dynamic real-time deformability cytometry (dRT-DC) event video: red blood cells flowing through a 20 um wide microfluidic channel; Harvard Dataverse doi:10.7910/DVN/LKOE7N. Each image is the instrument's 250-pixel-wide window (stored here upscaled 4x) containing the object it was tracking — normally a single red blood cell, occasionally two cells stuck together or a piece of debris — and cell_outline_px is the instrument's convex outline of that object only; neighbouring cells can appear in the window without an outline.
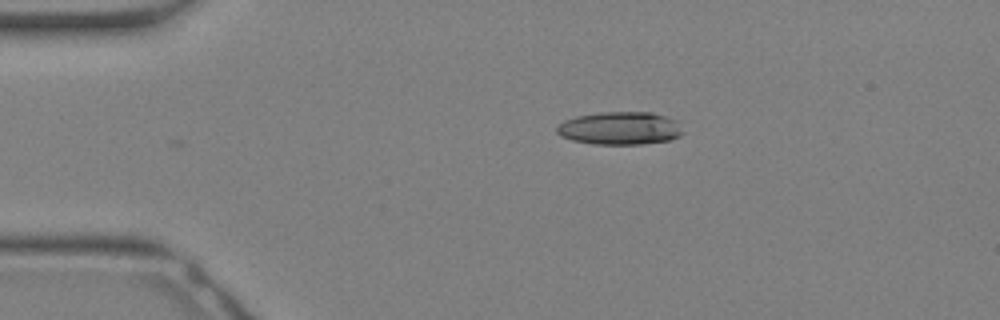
{"species": "Egyptian fruit bat (a non-hibernating species)", "species_latin": "Rousettus aegyptiacus", "temperature_condition": "warm", "stored_images_in_passage": 26, "camera_frame_rate_fps": 3000, "um_per_image_px": 0.085, "animal": {"sex": "female"}, "frame": {"image": 1, "passage_image": 1, "time_ms": 0.0, "image_size_px": [1000, 320], "cell_outline_px": [[684, 132], [680, 136], [668, 140], [640, 144], [596, 144], [572, 140], [560, 136], [556, 132], [556, 128], [564, 120], [576, 116], [600, 112], [652, 112], [676, 120]], "centroid_in_image_um": [52.69, 10.89], "position_along_channel_um": 32.3, "area_um2": 24.16}}
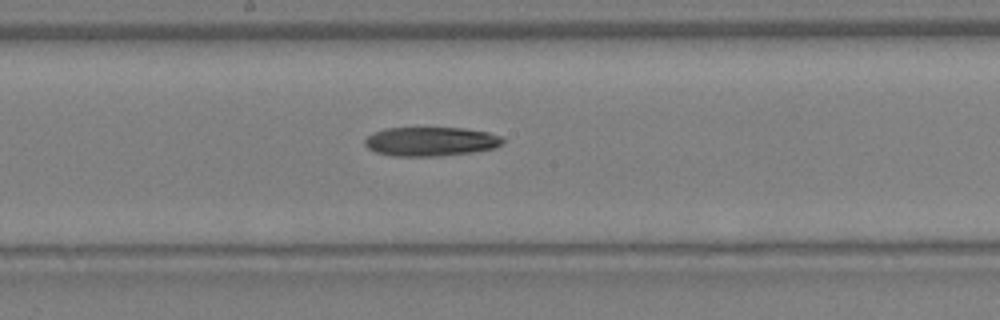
{"frame": {"image": 2, "passage_image": 12, "time_ms": 3.667, "image_size_px": [1000, 320], "cell_outline_px": [[504, 144], [496, 148], [472, 152], [440, 156], [392, 156], [376, 152], [368, 148], [364, 144], [364, 140], [372, 132], [384, 128], [464, 128], [488, 132], [500, 136], [504, 140]], "centroid_in_image_um": [36.61, 12.03], "position_along_channel_um": 211.6, "area_um2": 23.58}}
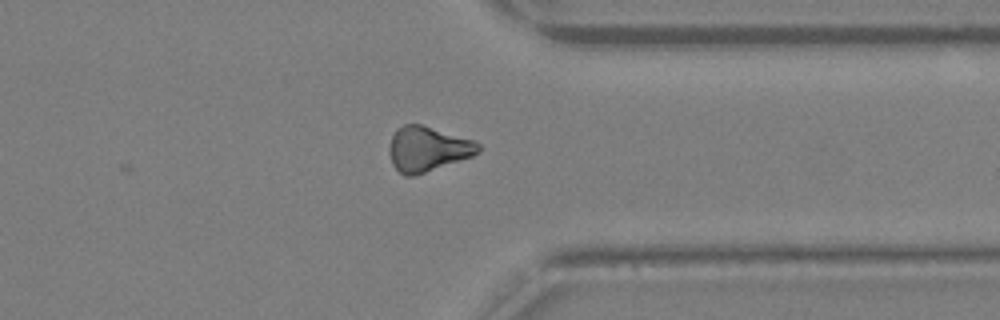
{"frame": {"image": 3, "passage_image": 20, "time_ms": 6.333, "image_size_px": [1000, 320], "cell_outline_px": [[480, 152], [472, 156], [412, 176], [404, 176], [392, 164], [388, 152], [388, 148], [392, 136], [396, 128], [404, 124], [420, 124], [476, 140], [480, 144]], "centroid_in_image_um": [36.34, 12.64], "position_along_channel_um": 375.1, "area_um2": 23.29}}